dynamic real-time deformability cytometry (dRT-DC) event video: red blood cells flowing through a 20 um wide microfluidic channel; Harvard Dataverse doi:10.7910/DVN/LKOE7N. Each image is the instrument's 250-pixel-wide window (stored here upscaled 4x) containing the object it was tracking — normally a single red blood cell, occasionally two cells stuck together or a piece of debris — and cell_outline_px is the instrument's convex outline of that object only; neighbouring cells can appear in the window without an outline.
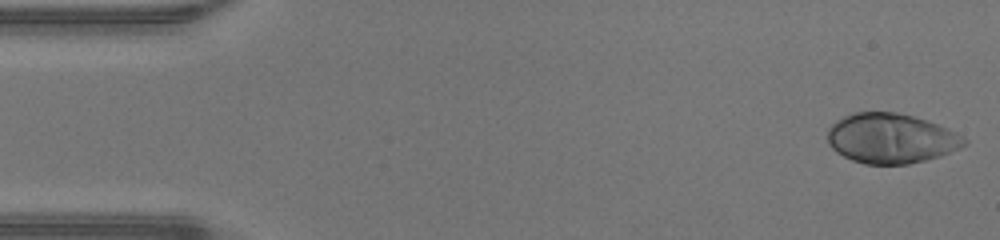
{"species": "human", "species_latin": "Homo sapiens", "temperature_condition": "warm", "stored_images_in_passage": 47, "camera_frame_rate_fps": 3000, "um_per_image_px": 0.085, "donor": {"sex": "male"}, "frame": {"image": 1, "passage_image": 1, "time_ms": 0.0, "image_size_px": [1000, 240], "cell_outline_px": [[968, 144], [960, 148], [940, 156], [908, 164], [864, 164], [852, 160], [836, 152], [828, 144], [828, 128], [836, 120], [852, 112], [896, 112], [928, 120], [948, 128], [964, 136], [968, 140]], "centroid_in_image_um": [75.75, 11.76], "position_along_channel_um": 9.3, "area_um2": 40.0}}
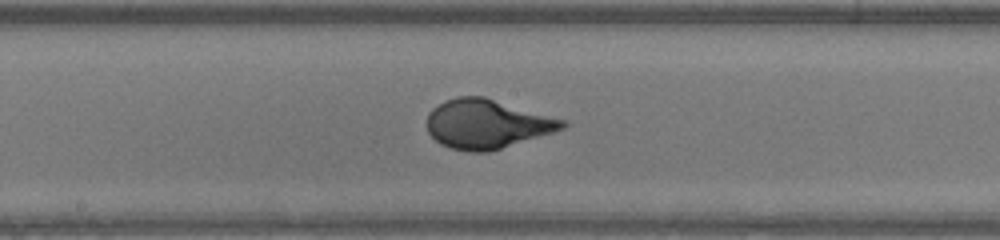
{"frame": {"image": 2, "passage_image": 24, "time_ms": 7.667, "image_size_px": [1000, 240], "cell_outline_px": [[568, 124], [564, 128], [552, 132], [488, 152], [468, 152], [448, 148], [440, 144], [428, 132], [428, 112], [432, 108], [444, 100], [456, 96], [484, 96], [568, 120]], "centroid_in_image_um": [41.38, 10.52], "position_along_channel_um": 206.8, "area_um2": 38.96}}
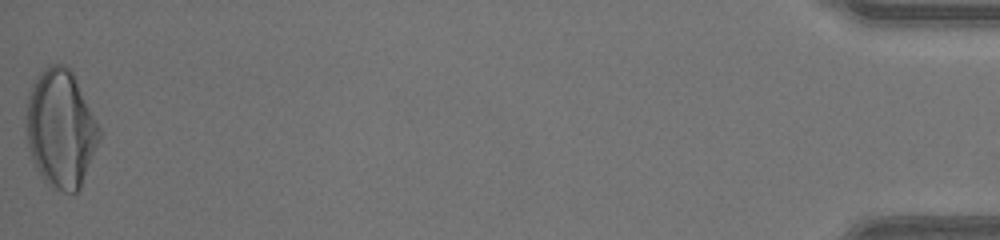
{"frame": {"image": 3, "passage_image": 47, "time_ms": 15.333, "image_size_px": [1000, 240], "cell_outline_px": [[100, 136], [80, 188], [72, 196], [56, 188], [44, 180], [40, 176], [36, 168], [28, 144], [24, 120], [24, 116], [28, 92], [36, 76], [44, 68], [52, 64], [64, 64], [72, 72], [100, 128]], "centroid_in_image_um": [5.12, 10.92], "position_along_channel_um": 430.1, "area_um2": 50.05}, "authors_computed_cell_mechanics": {"area_um2": 38.9572, "velocity_mm_per_s": 4.3227, "shape_relaxation_time_tau1_ms": 3.9557, "shape_relaxation_time_tau2_ms": null, "deformation_change_tau1": 0.2457, "deformation_change_tau2": null}}